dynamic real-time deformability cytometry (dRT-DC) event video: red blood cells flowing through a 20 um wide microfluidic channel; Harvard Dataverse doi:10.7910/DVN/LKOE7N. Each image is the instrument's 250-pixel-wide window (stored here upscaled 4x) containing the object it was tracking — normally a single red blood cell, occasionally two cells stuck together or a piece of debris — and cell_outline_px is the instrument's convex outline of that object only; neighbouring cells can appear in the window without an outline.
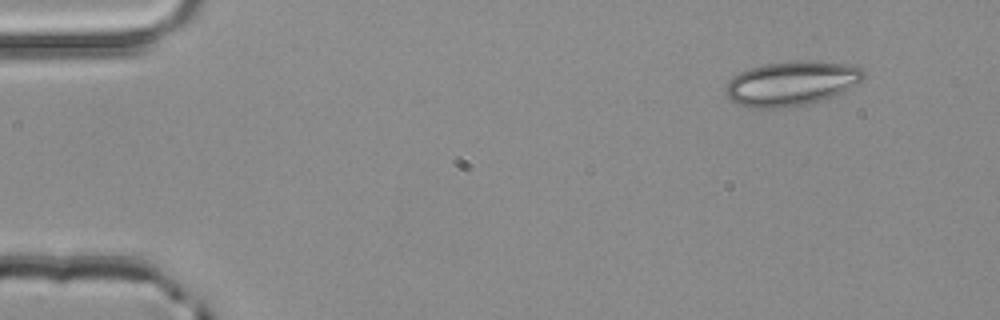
{"species": "common noctule bat (a hibernating species)", "species_latin": "Nyctalus noctula", "temperature_condition": "room temperature", "stored_images_in_passage": 2, "camera_frame_rate_fps": 3000, "um_per_image_px": 0.085, "animal": {"sex": "male", "body_mass_g": 20.4}, "frame": {"image": 1, "passage_image": 1, "time_ms": 0.0, "image_size_px": [1000, 320], "cell_outline_px": [[864, 76], [856, 84], [832, 96], [820, 100], [788, 108], [752, 108], [740, 104], [724, 96], [724, 88], [728, 80], [732, 76], [748, 68], [764, 64], [796, 60], [808, 60], [852, 64], [860, 68], [864, 72]], "centroid_in_image_um": [67.21, 7.08], "position_along_channel_um": 17.8, "area_um2": 35.89}}